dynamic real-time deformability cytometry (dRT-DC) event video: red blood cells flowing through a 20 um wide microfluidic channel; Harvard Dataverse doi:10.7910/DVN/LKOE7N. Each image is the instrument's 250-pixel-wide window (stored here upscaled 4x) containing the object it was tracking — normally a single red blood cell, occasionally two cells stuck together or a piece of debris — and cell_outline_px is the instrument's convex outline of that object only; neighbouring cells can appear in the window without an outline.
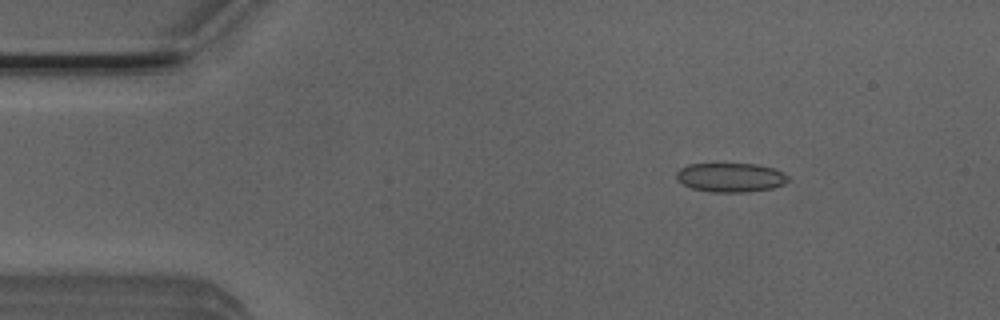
{"species": "Egyptian fruit bat (a non-hibernating species)", "species_latin": "Rousettus aegyptiacus", "temperature_condition": "room temperature", "stored_images_in_passage": 51, "camera_frame_rate_fps": 3000, "um_per_image_px": 0.085, "animal": {"sex": "male"}, "frame": {"image": 1, "passage_image": 7, "time_ms": 2.0, "image_size_px": [1000, 320], "cell_outline_px": [[788, 180], [784, 184], [772, 188], [744, 192], [712, 192], [692, 188], [676, 180], [676, 172], [680, 168], [688, 164], [756, 164], [772, 168], [784, 172], [788, 176]], "centroid_in_image_um": [62.09, 15.08], "position_along_channel_um": 22.9, "area_um2": 18.9}}
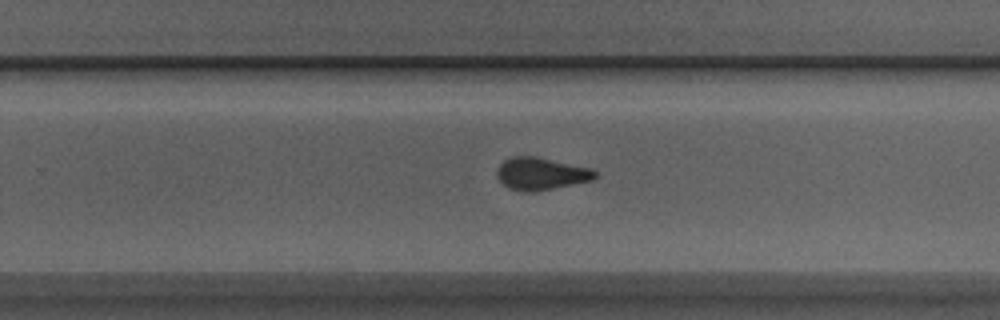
{"frame": {"image": 2, "passage_image": 32, "time_ms": 10.333, "image_size_px": [1000, 320], "cell_outline_px": [[600, 176], [592, 180], [536, 192], [528, 192], [508, 188], [496, 176], [496, 172], [500, 164], [504, 160], [512, 156], [536, 156], [592, 168], [600, 172]], "centroid_in_image_um": [46.04, 14.76], "position_along_channel_um": 283.8, "area_um2": 18.79}}
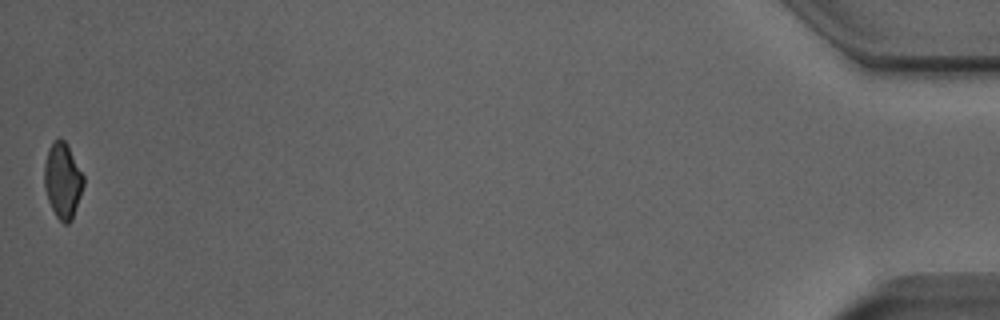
{"frame": {"image": 3, "passage_image": 51, "time_ms": 16.667, "image_size_px": [1000, 320], "cell_outline_px": [[84, 184], [72, 220], [68, 224], [64, 224], [56, 216], [48, 200], [44, 188], [44, 164], [48, 148], [52, 140], [56, 136], [60, 136], [64, 140], [84, 176]], "centroid_in_image_um": [5.31, 15.31], "position_along_channel_um": 429.9, "area_um2": 17.34}, "authors_computed_cell_mechanics": {"area_um2": 18.6694, "velocity_mm_per_s": 3.9519, "shape_relaxation_time_tau1_ms": 9.4873, "shape_relaxation_time_tau2_ms": 1.2349, "deformation_change_tau1": 0.1831, "deformation_change_tau2": 0.0857}}